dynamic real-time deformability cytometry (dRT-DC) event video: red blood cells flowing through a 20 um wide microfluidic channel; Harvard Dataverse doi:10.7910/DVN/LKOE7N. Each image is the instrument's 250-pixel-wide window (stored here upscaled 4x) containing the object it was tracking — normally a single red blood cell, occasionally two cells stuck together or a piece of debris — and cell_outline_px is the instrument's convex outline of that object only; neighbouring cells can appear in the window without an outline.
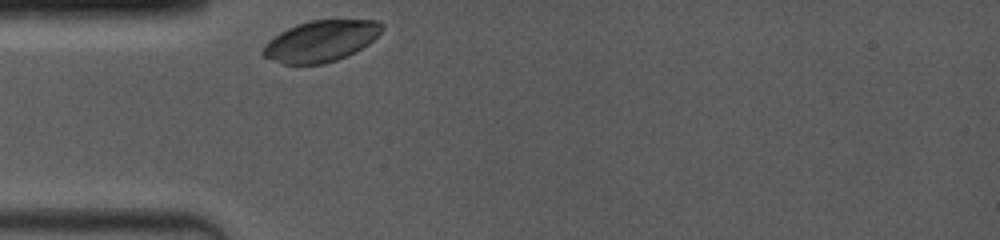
{"species": "common noctule bat (a hibernating species)", "species_latin": "Nyctalus noctula", "temperature_condition": "room temperature", "stored_images_in_passage": 20, "camera_frame_rate_fps": 4000, "um_per_image_px": 0.085, "animal": {"sex": "female", "body_mass_g": 19.0, "forearm_length_mm": 53.3}, "frame": {"image": 1, "passage_image": 1, "time_ms": 0.0, "image_size_px": [1000, 240], "cell_outline_px": [[384, 28], [368, 44], [336, 60], [324, 64], [284, 64], [272, 60], [264, 56], [260, 52], [264, 44], [268, 40], [280, 32], [296, 24], [308, 20], [380, 20], [384, 24]], "centroid_in_image_um": [27.24, 3.48], "position_along_channel_um": 57.8, "area_um2": 28.44}}
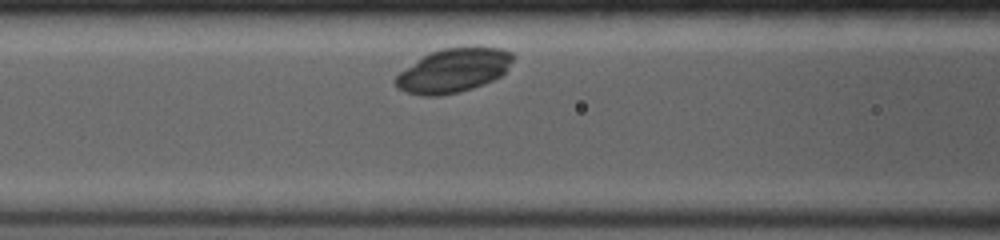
{"frame": {"image": 2, "passage_image": 12, "time_ms": 2.0, "image_size_px": [1000, 240], "cell_outline_px": [[512, 60], [504, 72], [500, 76], [484, 84], [460, 92], [440, 96], [420, 96], [404, 92], [396, 88], [392, 80], [400, 72], [428, 52], [444, 48], [504, 48], [512, 52]], "centroid_in_image_um": [38.47, 6.02], "position_along_channel_um": 128.1, "area_um2": 30.0}}
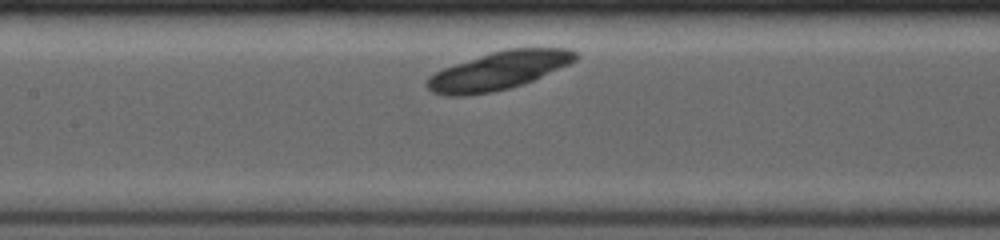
{"frame": {"image": 3, "passage_image": 17, "time_ms": 3.0, "image_size_px": [1000, 240], "cell_outline_px": [[580, 56], [576, 60], [568, 64], [524, 84], [492, 92], [468, 96], [448, 96], [432, 92], [424, 84], [428, 76], [444, 68], [488, 52], [504, 48], [568, 48], [576, 52]], "centroid_in_image_um": [42.36, 6.0], "position_along_channel_um": 165.0, "area_um2": 33.12}}